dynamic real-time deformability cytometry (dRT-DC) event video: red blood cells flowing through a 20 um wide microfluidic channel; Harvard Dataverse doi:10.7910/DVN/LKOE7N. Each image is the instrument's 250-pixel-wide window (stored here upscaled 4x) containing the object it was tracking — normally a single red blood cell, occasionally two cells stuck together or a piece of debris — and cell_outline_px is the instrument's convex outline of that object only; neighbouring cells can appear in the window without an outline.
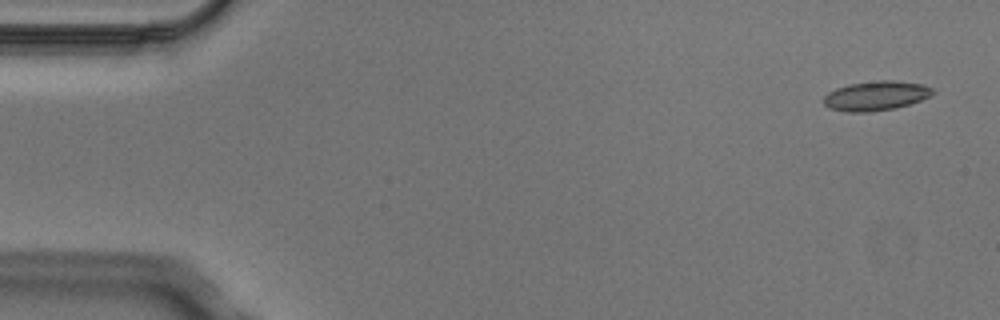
{"species": "Egyptian fruit bat (a non-hibernating species)", "species_latin": "Rousettus aegyptiacus", "temperature_condition": "cold", "stored_images_in_passage": 5, "camera_frame_rate_fps": 3000, "um_per_image_px": 0.085, "animal": {"sex": "male"}, "frame": {"image": 1, "passage_image": 1, "time_ms": 0.0, "image_size_px": [1000, 320], "cell_outline_px": [[936, 92], [920, 100], [896, 108], [868, 112], [848, 112], [828, 108], [824, 104], [824, 96], [828, 92], [836, 88], [848, 84], [880, 80], [892, 80], [924, 84], [932, 88]], "centroid_in_image_um": [74.44, 8.14], "position_along_channel_um": 10.6, "area_um2": 18.73}}